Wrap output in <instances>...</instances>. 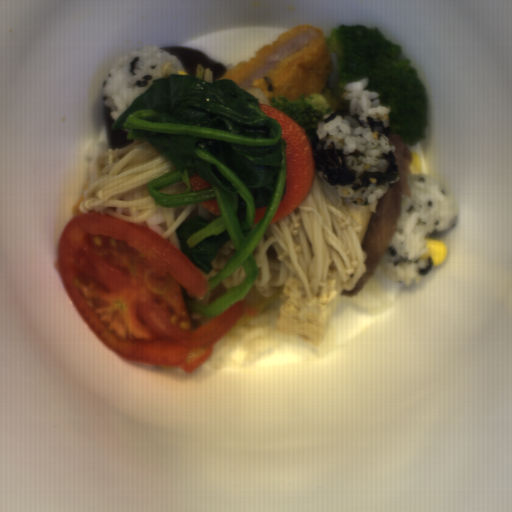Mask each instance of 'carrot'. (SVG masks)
<instances>
[{"label": "carrot", "mask_w": 512, "mask_h": 512, "mask_svg": "<svg viewBox=\"0 0 512 512\" xmlns=\"http://www.w3.org/2000/svg\"><path fill=\"white\" fill-rule=\"evenodd\" d=\"M199 203L204 209H206L213 215L219 216V217L221 216L216 198L208 200V201H204V202H199Z\"/></svg>", "instance_id": "1c9b5961"}, {"label": "carrot", "mask_w": 512, "mask_h": 512, "mask_svg": "<svg viewBox=\"0 0 512 512\" xmlns=\"http://www.w3.org/2000/svg\"><path fill=\"white\" fill-rule=\"evenodd\" d=\"M189 184L192 192L211 187L205 180H203L197 174L189 176Z\"/></svg>", "instance_id": "cead05ca"}, {"label": "carrot", "mask_w": 512, "mask_h": 512, "mask_svg": "<svg viewBox=\"0 0 512 512\" xmlns=\"http://www.w3.org/2000/svg\"><path fill=\"white\" fill-rule=\"evenodd\" d=\"M266 116L280 124L286 141V188L268 225L283 221L298 209L312 191L317 166L315 150L305 130L289 115L273 106L259 104Z\"/></svg>", "instance_id": "b8716197"}, {"label": "carrot", "mask_w": 512, "mask_h": 512, "mask_svg": "<svg viewBox=\"0 0 512 512\" xmlns=\"http://www.w3.org/2000/svg\"><path fill=\"white\" fill-rule=\"evenodd\" d=\"M267 209L268 207H259V208H255V211H254V224H257L259 221H261L263 219V217L265 216L266 212H267Z\"/></svg>", "instance_id": "07d2c1c8"}]
</instances>
